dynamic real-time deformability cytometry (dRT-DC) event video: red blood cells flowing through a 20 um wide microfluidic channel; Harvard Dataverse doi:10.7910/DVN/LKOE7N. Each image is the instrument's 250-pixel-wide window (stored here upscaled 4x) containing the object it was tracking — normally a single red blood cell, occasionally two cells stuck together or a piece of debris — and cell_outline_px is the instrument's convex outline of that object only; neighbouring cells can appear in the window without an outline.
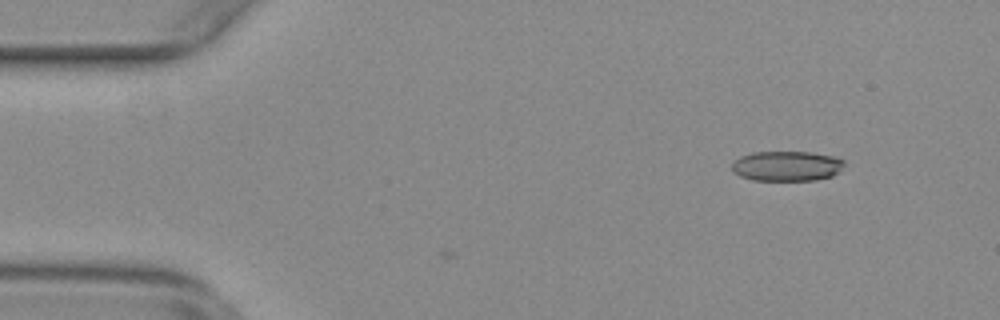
{"species": "common noctule bat (a hibernating species)", "species_latin": "Nyctalus noctula", "temperature_condition": "warm", "stored_images_in_passage": 4, "camera_frame_rate_fps": 3000, "um_per_image_px": 0.085, "animal": {"sex": "female", "body_mass_g": 29.2, "forearm_length_mm": 56.3}, "frame": {"image": 1, "passage_image": 1, "time_ms": 0.0, "image_size_px": [1000, 320], "cell_outline_px": [[844, 164], [840, 172], [832, 176], [816, 180], [752, 180], [740, 176], [732, 168], [732, 164], [740, 156], [752, 152], [812, 152], [832, 156], [844, 160]], "centroid_in_image_um": [66.9, 14.11], "position_along_channel_um": 18.1, "area_um2": 19.65}}